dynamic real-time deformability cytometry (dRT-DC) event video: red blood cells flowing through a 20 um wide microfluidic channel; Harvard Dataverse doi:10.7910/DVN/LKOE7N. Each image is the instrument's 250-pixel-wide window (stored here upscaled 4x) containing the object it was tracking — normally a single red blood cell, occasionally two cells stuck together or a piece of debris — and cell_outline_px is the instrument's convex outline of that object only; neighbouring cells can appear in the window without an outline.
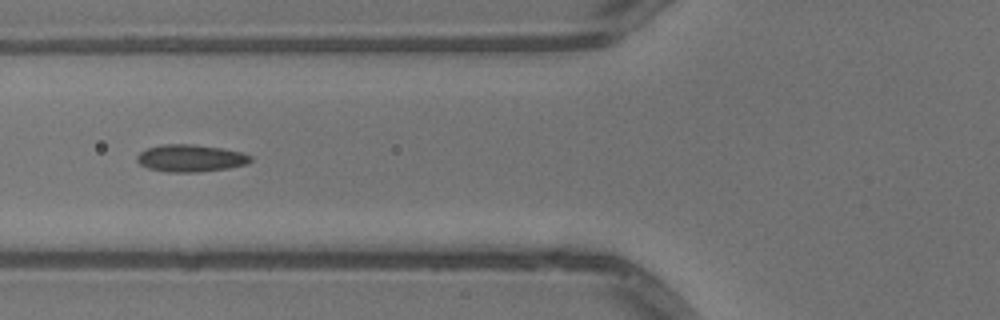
{"species": "common noctule bat (a hibernating species)", "species_latin": "Nyctalus noctula", "temperature_condition": "warm", "stored_images_in_passage": 29, "segment_of_instrument_passage": [2, 2], "camera_frame_rate_fps": 3000, "um_per_image_px": 0.085, "animal": {"sex": "male", "body_mass_g": 13.3}, "frame": {"image": 1, "passage_image": 21, "time_ms": 6.667, "image_size_px": [1000, 320], "cell_outline_px": [[252, 160], [248, 164], [228, 168], [196, 172], [168, 172], [148, 168], [140, 164], [136, 160], [136, 156], [140, 152], [148, 148], [160, 144], [192, 144], [220, 148], [240, 152], [252, 156]], "centroid_in_image_um": [16.19, 13.44], "position_along_channel_um": 109.6, "area_um2": 17.98}}
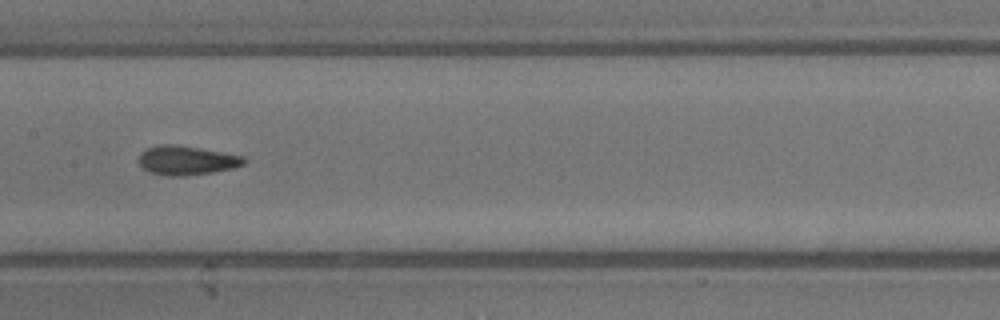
{"frame": {"image": 2, "passage_image": 27, "time_ms": 8.667, "image_size_px": [1000, 320], "cell_outline_px": [[248, 160], [244, 164], [236, 168], [212, 172], [184, 176], [168, 176], [148, 172], [140, 164], [140, 152], [148, 148], [160, 144], [172, 144], [200, 148], [244, 156]], "centroid_in_image_um": [15.9, 13.63], "position_along_channel_um": 191.5, "area_um2": 17.92}}